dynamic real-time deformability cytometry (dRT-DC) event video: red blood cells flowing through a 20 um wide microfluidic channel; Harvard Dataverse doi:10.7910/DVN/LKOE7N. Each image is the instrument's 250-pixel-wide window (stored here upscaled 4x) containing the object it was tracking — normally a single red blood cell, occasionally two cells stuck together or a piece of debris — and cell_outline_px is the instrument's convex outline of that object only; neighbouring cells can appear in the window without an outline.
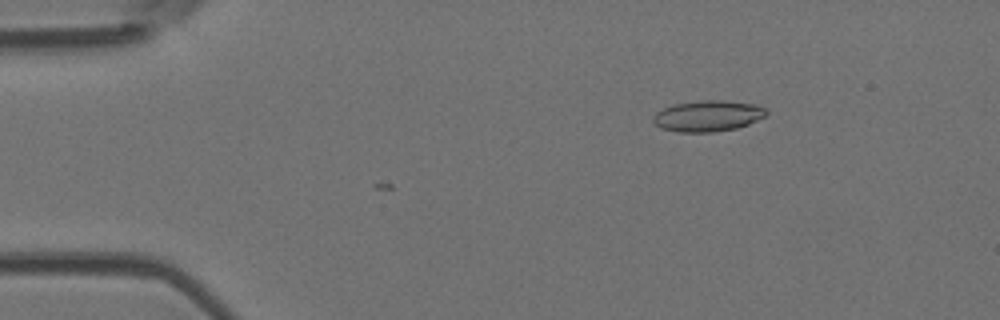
{"species": "Egyptian fruit bat (a non-hibernating species)", "species_latin": "Rousettus aegyptiacus", "temperature_condition": "room temperature", "stored_images_in_passage": 3, "camera_frame_rate_fps": 3000, "um_per_image_px": 0.085, "animal": {"sex": "female"}, "frame": {"image": 1, "passage_image": 1, "time_ms": 0.0, "image_size_px": [1000, 320], "cell_outline_px": [[768, 112], [764, 116], [748, 124], [736, 128], [712, 132], [680, 132], [660, 128], [652, 120], [652, 116], [656, 112], [672, 104], [700, 100], [724, 100], [760, 104]], "centroid_in_image_um": [60.16, 9.84], "position_along_channel_um": 24.8, "area_um2": 20.58}}